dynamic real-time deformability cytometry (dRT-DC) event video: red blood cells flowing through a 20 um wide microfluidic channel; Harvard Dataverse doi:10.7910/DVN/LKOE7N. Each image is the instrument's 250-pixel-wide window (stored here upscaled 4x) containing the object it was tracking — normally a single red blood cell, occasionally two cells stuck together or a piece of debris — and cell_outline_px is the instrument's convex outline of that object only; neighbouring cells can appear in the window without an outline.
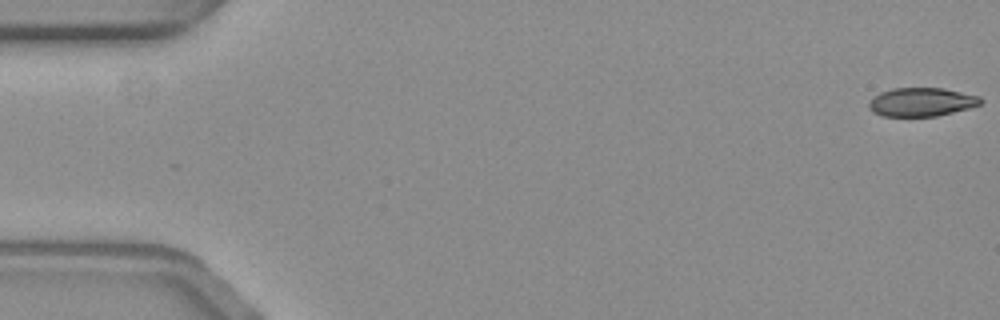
{"species": "common noctule bat (a hibernating species)", "species_latin": "Nyctalus noctula", "temperature_condition": "warm", "stored_images_in_passage": 58, "camera_frame_rate_fps": 3000, "um_per_image_px": 0.085, "animal": {"sex": "female", "body_mass_g": 19.3, "forearm_length_mm": 54.1}, "frame": {"image": 1, "passage_image": 1, "time_ms": 0.0, "image_size_px": [1000, 320], "cell_outline_px": [[984, 100], [980, 104], [968, 108], [936, 116], [880, 116], [872, 112], [868, 108], [868, 100], [872, 96], [880, 92], [892, 88], [944, 88], [980, 96]], "centroid_in_image_um": [78.27, 8.66], "position_along_channel_um": 6.7, "area_um2": 18.84}}
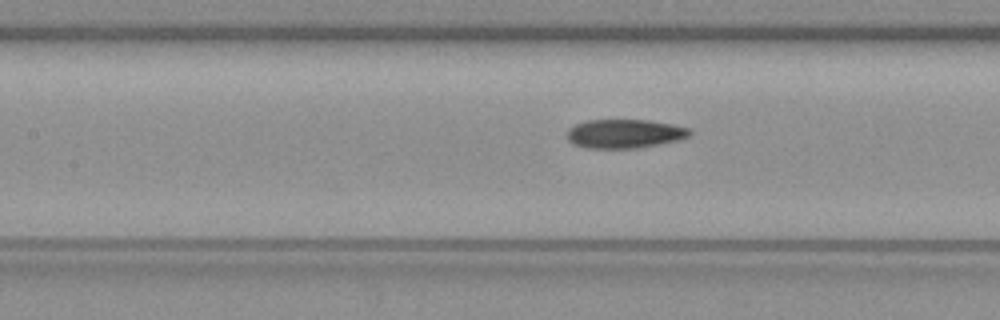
{"frame": {"image": 2, "passage_image": 26, "time_ms": 8.333, "image_size_px": [1000, 320], "cell_outline_px": [[692, 132], [688, 136], [676, 140], [636, 148], [588, 148], [572, 144], [568, 140], [568, 128], [584, 120], [648, 120], [672, 124], [688, 128]], "centroid_in_image_um": [53.04, 11.35], "position_along_channel_um": 154.4, "area_um2": 20.46}}
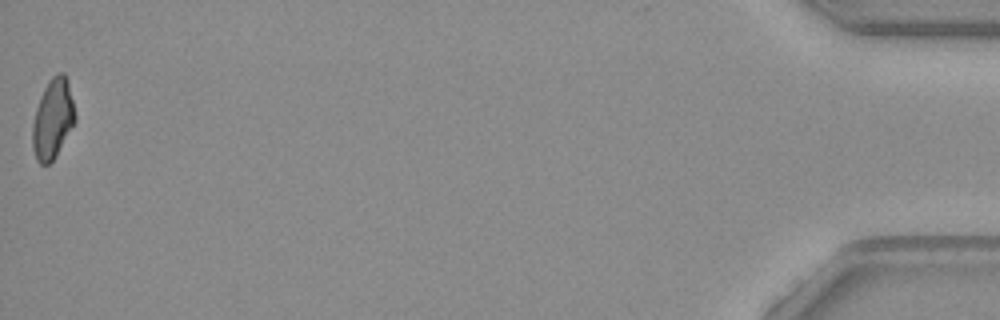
{"frame": {"image": 3, "passage_image": 58, "time_ms": 19.0, "image_size_px": [1000, 320], "cell_outline_px": [[76, 120], [56, 156], [48, 164], [40, 164], [36, 160], [32, 148], [32, 124], [36, 108], [40, 96], [48, 80], [56, 72], [64, 72], [68, 80], [76, 116]], "centroid_in_image_um": [4.48, 10.08], "position_along_channel_um": 430.7, "area_um2": 20.0}, "authors_computed_cell_mechanics": {"area_um2": 20.3167, "velocity_mm_per_s": 3.5757, "shape_relaxation_time_tau1_ms": null, "shape_relaxation_time_tau2_ms": 3.2174, "deformation_change_tau1": null, "deformation_change_tau2": 0.0914}}